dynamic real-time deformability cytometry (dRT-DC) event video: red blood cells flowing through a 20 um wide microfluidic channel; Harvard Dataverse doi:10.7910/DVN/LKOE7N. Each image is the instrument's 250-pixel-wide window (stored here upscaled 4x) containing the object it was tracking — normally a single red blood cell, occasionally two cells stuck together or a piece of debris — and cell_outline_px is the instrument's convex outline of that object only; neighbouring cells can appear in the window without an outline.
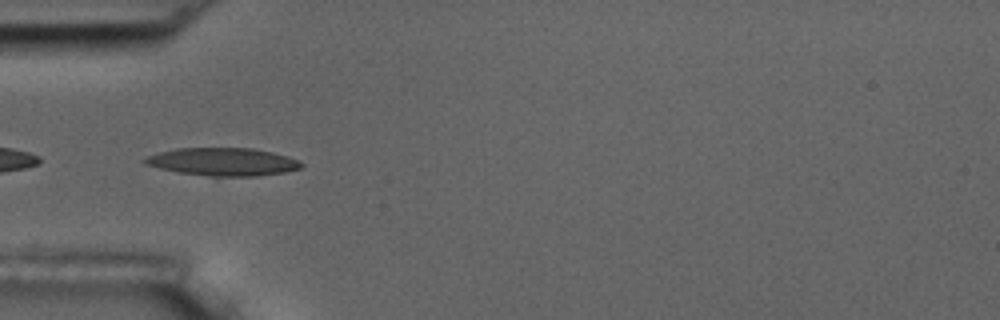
{"species": "common noctule bat (a hibernating species)", "species_latin": "Nyctalus noctula", "temperature_condition": "room temperature", "stored_images_in_passage": 26, "camera_frame_rate_fps": 3000, "um_per_image_px": 0.085, "animal": {"sex": "male", "body_mass_g": 17.5, "forearm_length_mm": 52.3}, "frame": {"image": 1, "passage_image": 1, "time_ms": 0.0, "image_size_px": [1000, 320], "cell_outline_px": [[304, 164], [300, 168], [284, 172], [256, 176], [208, 176], [180, 172], [160, 168], [144, 164], [140, 160], [148, 156], [160, 152], [176, 148], [252, 148], [272, 152], [288, 156], [300, 160]], "centroid_in_image_um": [18.95, 13.75], "position_along_channel_um": 66.0, "area_um2": 25.37}}
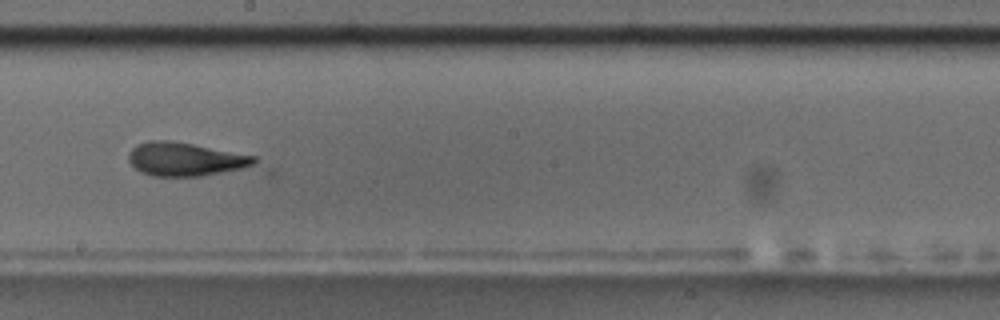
{"frame": {"image": 2, "passage_image": 15, "time_ms": 4.667, "image_size_px": [1000, 320], "cell_outline_px": [[256, 160], [252, 164], [240, 168], [200, 176], [152, 176], [140, 172], [128, 160], [128, 152], [136, 144], [148, 140], [172, 140], [256, 156]], "centroid_in_image_um": [15.65, 13.51], "position_along_channel_um": 232.5, "area_um2": 24.33}}
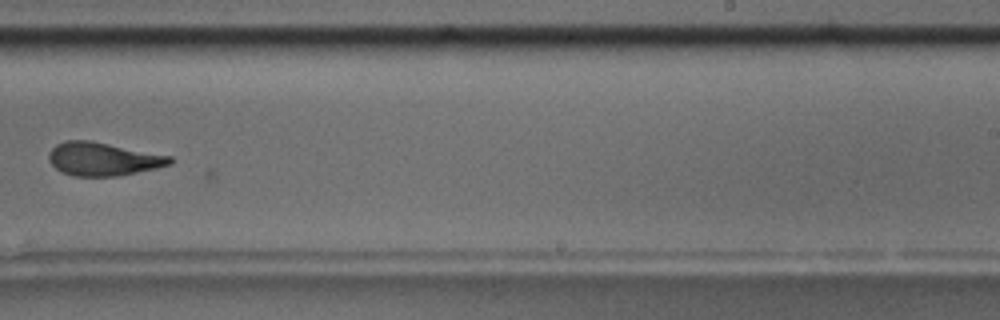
{"frame": {"image": 3, "passage_image": 19, "time_ms": 6.0, "image_size_px": [1000, 320], "cell_outline_px": [[176, 160], [172, 164], [156, 168], [116, 176], [76, 176], [60, 172], [48, 160], [48, 152], [56, 144], [64, 140], [92, 140], [172, 156]], "centroid_in_image_um": [8.76, 13.5], "position_along_channel_um": 280.2, "area_um2": 23.76}}